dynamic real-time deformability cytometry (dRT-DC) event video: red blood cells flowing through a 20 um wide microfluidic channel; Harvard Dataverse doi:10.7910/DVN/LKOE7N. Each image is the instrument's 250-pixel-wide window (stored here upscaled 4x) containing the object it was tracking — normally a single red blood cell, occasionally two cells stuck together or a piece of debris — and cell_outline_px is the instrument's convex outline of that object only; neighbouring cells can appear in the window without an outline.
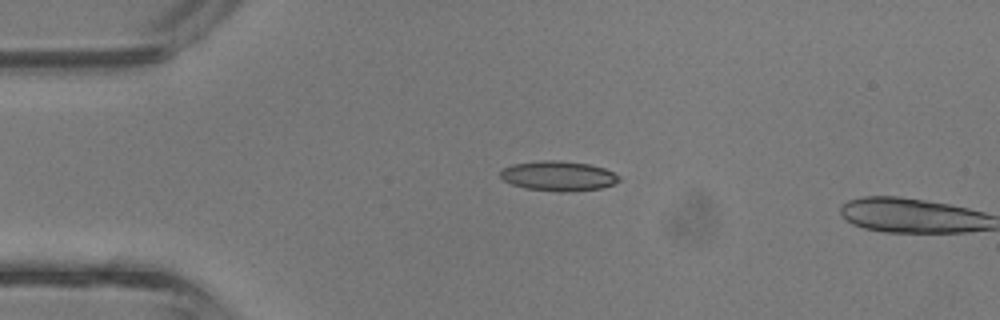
{"species": "common noctule bat (a hibernating species)", "species_latin": "Nyctalus noctula", "temperature_condition": "room temperature", "stored_images_in_passage": 3, "camera_frame_rate_fps": 3000, "um_per_image_px": 0.085, "animal": {"sex": "male", "body_mass_g": 13.3}, "frame": {"image": 1, "passage_image": 2, "time_ms": 0.333, "image_size_px": [1000, 320], "cell_outline_px": [[620, 180], [612, 184], [600, 188], [568, 192], [560, 192], [524, 188], [512, 184], [504, 180], [500, 176], [500, 172], [504, 168], [512, 164], [544, 160], [560, 160], [588, 164], [604, 168], [620, 176]], "centroid_in_image_um": [47.45, 14.95], "position_along_channel_um": 37.5, "area_um2": 20.58}}